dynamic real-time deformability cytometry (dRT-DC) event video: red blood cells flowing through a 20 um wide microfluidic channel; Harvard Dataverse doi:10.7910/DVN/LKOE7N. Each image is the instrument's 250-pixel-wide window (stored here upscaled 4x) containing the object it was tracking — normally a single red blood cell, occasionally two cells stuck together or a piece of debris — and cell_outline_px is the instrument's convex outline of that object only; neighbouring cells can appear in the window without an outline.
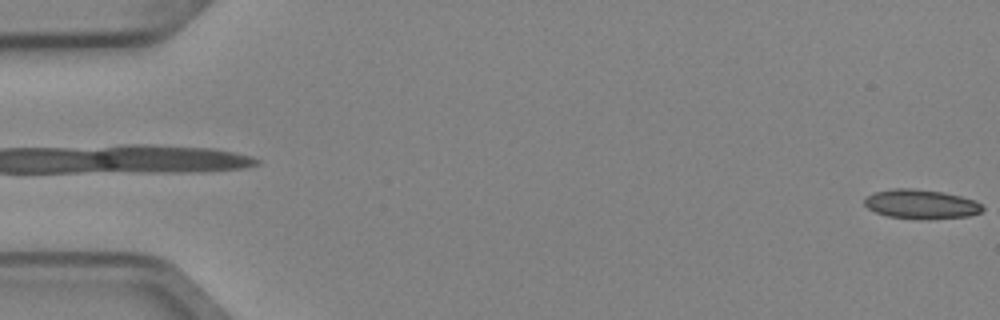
{"species": "Egyptian fruit bat (a non-hibernating species)", "species_latin": "Rousettus aegyptiacus", "temperature_condition": "cold", "stored_images_in_passage": 3, "camera_frame_rate_fps": 3000, "um_per_image_px": 0.085, "animal": {"sex": "female"}, "frame": {"image": 1, "passage_image": 3, "time_ms": 0.667, "image_size_px": [1000, 320], "cell_outline_px": [[984, 208], [980, 212], [968, 216], [924, 220], [920, 220], [888, 216], [876, 212], [868, 208], [864, 204], [864, 200], [872, 192], [892, 188], [912, 188], [944, 192], [976, 200]], "centroid_in_image_um": [78.28, 17.35], "position_along_channel_um": 6.7, "area_um2": 20.35}}